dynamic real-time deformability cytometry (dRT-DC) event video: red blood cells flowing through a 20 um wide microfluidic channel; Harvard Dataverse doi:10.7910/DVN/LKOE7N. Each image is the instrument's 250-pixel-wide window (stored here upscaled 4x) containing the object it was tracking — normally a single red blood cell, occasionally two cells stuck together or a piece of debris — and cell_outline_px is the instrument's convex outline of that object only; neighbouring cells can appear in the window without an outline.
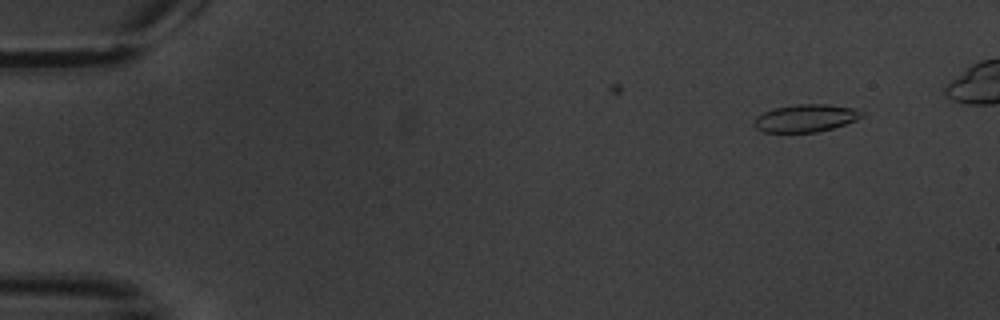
{"species": "common noctule bat (a hibernating species)", "species_latin": "Nyctalus noctula", "temperature_condition": "warm", "stored_images_in_passage": 5, "camera_frame_rate_fps": 3000, "um_per_image_px": 0.085, "animal": {"sex": "male", "body_mass_g": 20.1, "forearm_length_mm": 53.5}, "frame": {"image": 1, "passage_image": 1, "time_ms": 0.0, "image_size_px": [1000, 320], "cell_outline_px": [[864, 116], [856, 120], [832, 128], [816, 132], [764, 132], [756, 128], [756, 116], [772, 108], [796, 104], [828, 104], [852, 108], [864, 112]], "centroid_in_image_um": [68.5, 10.03], "position_along_channel_um": 16.5, "area_um2": 17.17}}
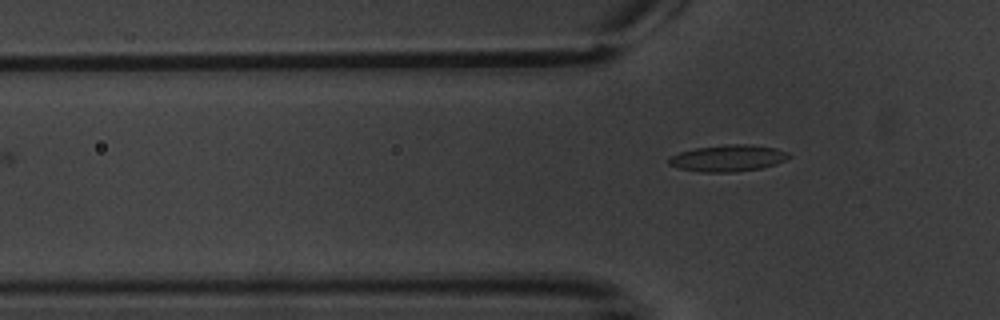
{"frame": {"image": 2, "passage_image": 5, "time_ms": 4.667, "image_size_px": [1000, 320], "cell_outline_px": [[792, 156], [776, 164], [760, 168], [736, 172], [704, 172], [676, 168], [668, 164], [668, 160], [672, 156], [680, 152], [696, 148], [728, 144], [744, 144], [776, 148], [788, 152]], "centroid_in_image_um": [61.88, 13.45], "position_along_channel_um": 63.9, "area_um2": 18.5}}